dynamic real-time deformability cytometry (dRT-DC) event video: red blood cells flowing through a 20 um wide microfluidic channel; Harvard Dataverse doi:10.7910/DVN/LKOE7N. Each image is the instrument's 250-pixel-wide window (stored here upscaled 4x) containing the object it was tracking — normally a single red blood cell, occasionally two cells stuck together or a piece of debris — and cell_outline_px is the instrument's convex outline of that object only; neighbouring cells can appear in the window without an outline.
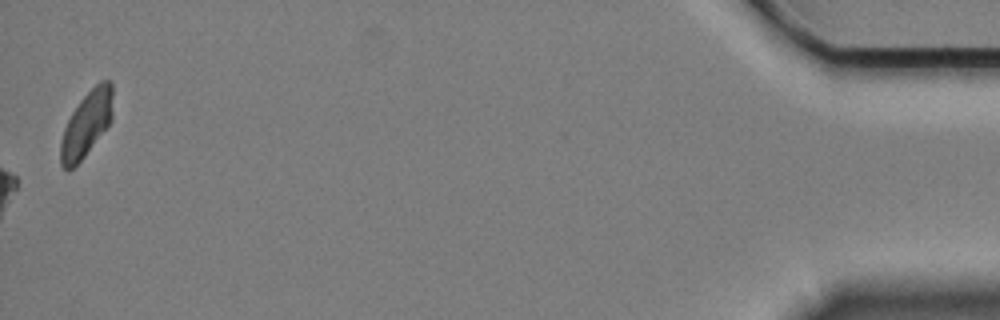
{"species": "Egyptian fruit bat (a non-hibernating species)", "species_latin": "Rousettus aegyptiacus", "temperature_condition": "cold", "stored_images_in_passage": 44, "camera_frame_rate_fps": 3000, "um_per_image_px": 0.085, "animal": {"sex": "female"}, "frame": {"image": 1, "passage_image": 44, "time_ms": 14.333, "image_size_px": [1000, 320], "cell_outline_px": [[112, 120], [84, 156], [68, 172], [60, 164], [60, 140], [64, 128], [72, 112], [80, 100], [100, 80], [108, 80], [112, 84]], "centroid_in_image_um": [7.33, 10.54], "position_along_channel_um": 427.9, "area_um2": 19.65}, "authors_computed_cell_mechanics": {"area_um2": 23.4957, "velocity_mm_per_s": 3.4097, "shape_relaxation_time_tau1_ms": 7.6657, "shape_relaxation_time_tau2_ms": null, "deformation_change_tau1": 0.1468, "deformation_change_tau2": null}}